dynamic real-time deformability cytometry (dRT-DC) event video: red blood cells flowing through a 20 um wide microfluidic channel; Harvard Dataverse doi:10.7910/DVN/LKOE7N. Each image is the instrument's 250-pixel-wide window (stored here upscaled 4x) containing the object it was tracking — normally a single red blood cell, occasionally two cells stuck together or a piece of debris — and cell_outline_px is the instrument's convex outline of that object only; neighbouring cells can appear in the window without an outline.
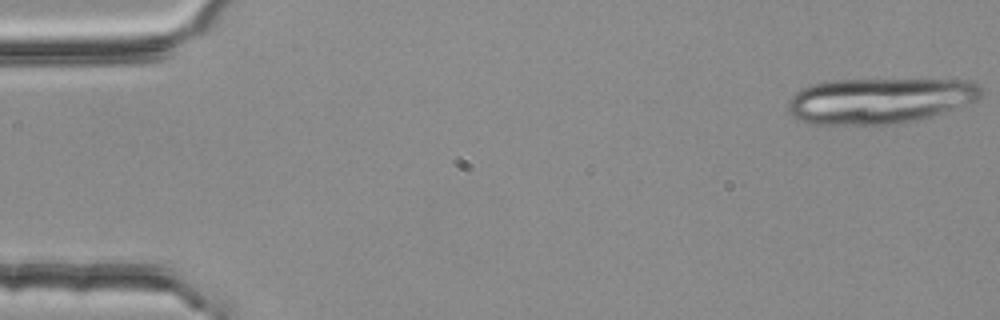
{"species": "common noctule bat (a hibernating species)", "species_latin": "Nyctalus noctula", "temperature_condition": "room temperature", "stored_images_in_passage": 20, "camera_frame_rate_fps": 3000, "um_per_image_px": 0.085, "animal": {"sex": "female", "body_mass_g": 25.1}, "frame": {"image": 1, "passage_image": 1, "time_ms": 0.0, "image_size_px": [1000, 320], "cell_outline_px": [[980, 96], [976, 100], [928, 116], [888, 124], [808, 124], [796, 120], [788, 112], [788, 100], [800, 88], [808, 84], [832, 80], [964, 80], [976, 84], [980, 88]], "centroid_in_image_um": [74.61, 8.54], "position_along_channel_um": 10.4, "area_um2": 50.69}}